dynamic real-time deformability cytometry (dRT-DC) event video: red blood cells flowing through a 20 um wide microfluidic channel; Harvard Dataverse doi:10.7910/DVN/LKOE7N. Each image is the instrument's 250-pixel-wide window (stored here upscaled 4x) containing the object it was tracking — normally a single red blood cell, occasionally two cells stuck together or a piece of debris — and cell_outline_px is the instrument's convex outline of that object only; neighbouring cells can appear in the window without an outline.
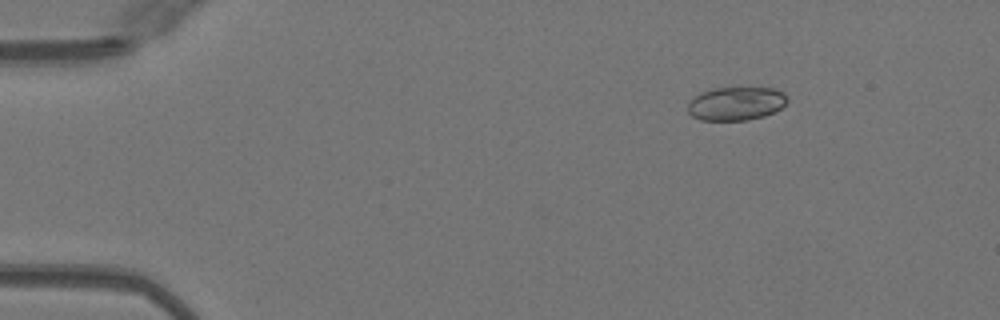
{"species": "Egyptian fruit bat (a non-hibernating species)", "species_latin": "Rousettus aegyptiacus", "temperature_condition": "warm", "stored_images_in_passage": 6, "camera_frame_rate_fps": 3000, "um_per_image_px": 0.085, "animal": {"sex": "female"}, "frame": {"image": 1, "passage_image": 1, "time_ms": 0.0, "image_size_px": [1000, 320], "cell_outline_px": [[788, 100], [780, 108], [764, 116], [748, 120], [700, 120], [692, 116], [688, 112], [688, 104], [692, 96], [700, 92], [712, 88], [772, 88], [784, 92], [788, 96]], "centroid_in_image_um": [62.53, 8.8], "position_along_channel_um": 22.5, "area_um2": 19.54}}